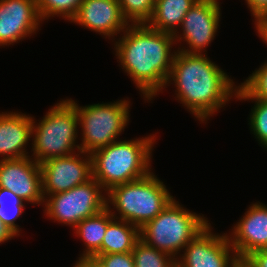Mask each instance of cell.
Returning <instances> with one entry per match:
<instances>
[{"mask_svg": "<svg viewBox=\"0 0 267 267\" xmlns=\"http://www.w3.org/2000/svg\"><path fill=\"white\" fill-rule=\"evenodd\" d=\"M115 41L121 68L136 84L145 100H152L166 87L176 50L174 34L154 30L147 24H130Z\"/></svg>", "mask_w": 267, "mask_h": 267, "instance_id": "cell-1", "label": "cell"}, {"mask_svg": "<svg viewBox=\"0 0 267 267\" xmlns=\"http://www.w3.org/2000/svg\"><path fill=\"white\" fill-rule=\"evenodd\" d=\"M174 81L176 99L199 121L205 122L236 97L238 86L204 53L177 50L166 86ZM168 84V85H167Z\"/></svg>", "mask_w": 267, "mask_h": 267, "instance_id": "cell-2", "label": "cell"}, {"mask_svg": "<svg viewBox=\"0 0 267 267\" xmlns=\"http://www.w3.org/2000/svg\"><path fill=\"white\" fill-rule=\"evenodd\" d=\"M156 136L119 140L93 152L92 176L107 192L110 188L138 180L151 172Z\"/></svg>", "mask_w": 267, "mask_h": 267, "instance_id": "cell-3", "label": "cell"}, {"mask_svg": "<svg viewBox=\"0 0 267 267\" xmlns=\"http://www.w3.org/2000/svg\"><path fill=\"white\" fill-rule=\"evenodd\" d=\"M105 193L106 207L113 217L127 221L139 229L174 199L163 181L153 172L138 180L116 185ZM110 205L117 210L119 216Z\"/></svg>", "mask_w": 267, "mask_h": 267, "instance_id": "cell-4", "label": "cell"}, {"mask_svg": "<svg viewBox=\"0 0 267 267\" xmlns=\"http://www.w3.org/2000/svg\"><path fill=\"white\" fill-rule=\"evenodd\" d=\"M208 221L173 199L161 213L140 228V239L177 259L180 251L211 225Z\"/></svg>", "mask_w": 267, "mask_h": 267, "instance_id": "cell-5", "label": "cell"}, {"mask_svg": "<svg viewBox=\"0 0 267 267\" xmlns=\"http://www.w3.org/2000/svg\"><path fill=\"white\" fill-rule=\"evenodd\" d=\"M32 124V159L38 164L48 159L67 156L80 151L76 145L78 137V115L75 106L68 100H62L48 110L37 123Z\"/></svg>", "mask_w": 267, "mask_h": 267, "instance_id": "cell-6", "label": "cell"}, {"mask_svg": "<svg viewBox=\"0 0 267 267\" xmlns=\"http://www.w3.org/2000/svg\"><path fill=\"white\" fill-rule=\"evenodd\" d=\"M68 100L75 106L82 128L80 151L89 155L116 141L129 123L130 101L126 99L81 107Z\"/></svg>", "mask_w": 267, "mask_h": 267, "instance_id": "cell-7", "label": "cell"}, {"mask_svg": "<svg viewBox=\"0 0 267 267\" xmlns=\"http://www.w3.org/2000/svg\"><path fill=\"white\" fill-rule=\"evenodd\" d=\"M103 191L102 186L92 178L68 191L46 196L43 211L50 220L74 228L82 220L106 208V193Z\"/></svg>", "mask_w": 267, "mask_h": 267, "instance_id": "cell-8", "label": "cell"}, {"mask_svg": "<svg viewBox=\"0 0 267 267\" xmlns=\"http://www.w3.org/2000/svg\"><path fill=\"white\" fill-rule=\"evenodd\" d=\"M40 171L44 199L46 195L68 191L93 178L91 156L83 151L48 159L40 164Z\"/></svg>", "mask_w": 267, "mask_h": 267, "instance_id": "cell-9", "label": "cell"}, {"mask_svg": "<svg viewBox=\"0 0 267 267\" xmlns=\"http://www.w3.org/2000/svg\"><path fill=\"white\" fill-rule=\"evenodd\" d=\"M218 0H198L186 13L182 22V34H174L175 42L185 41L189 48H178L185 53L206 52V48L214 40L219 22L221 9ZM205 48V49H204ZM204 50V51H203Z\"/></svg>", "mask_w": 267, "mask_h": 267, "instance_id": "cell-10", "label": "cell"}, {"mask_svg": "<svg viewBox=\"0 0 267 267\" xmlns=\"http://www.w3.org/2000/svg\"><path fill=\"white\" fill-rule=\"evenodd\" d=\"M182 252L176 259V267H232L238 261L227 233L214 234L210 225Z\"/></svg>", "mask_w": 267, "mask_h": 267, "instance_id": "cell-11", "label": "cell"}, {"mask_svg": "<svg viewBox=\"0 0 267 267\" xmlns=\"http://www.w3.org/2000/svg\"><path fill=\"white\" fill-rule=\"evenodd\" d=\"M26 156L0 160V188L12 191L23 201L44 206L40 164Z\"/></svg>", "mask_w": 267, "mask_h": 267, "instance_id": "cell-12", "label": "cell"}, {"mask_svg": "<svg viewBox=\"0 0 267 267\" xmlns=\"http://www.w3.org/2000/svg\"><path fill=\"white\" fill-rule=\"evenodd\" d=\"M41 21L37 0H0V46L36 34Z\"/></svg>", "mask_w": 267, "mask_h": 267, "instance_id": "cell-13", "label": "cell"}, {"mask_svg": "<svg viewBox=\"0 0 267 267\" xmlns=\"http://www.w3.org/2000/svg\"><path fill=\"white\" fill-rule=\"evenodd\" d=\"M227 235L238 259L252 252L267 249V205L253 203Z\"/></svg>", "mask_w": 267, "mask_h": 267, "instance_id": "cell-14", "label": "cell"}, {"mask_svg": "<svg viewBox=\"0 0 267 267\" xmlns=\"http://www.w3.org/2000/svg\"><path fill=\"white\" fill-rule=\"evenodd\" d=\"M70 22L102 34L108 39L117 37V34H121L130 25L124 18L118 0H83L76 16Z\"/></svg>", "mask_w": 267, "mask_h": 267, "instance_id": "cell-15", "label": "cell"}, {"mask_svg": "<svg viewBox=\"0 0 267 267\" xmlns=\"http://www.w3.org/2000/svg\"><path fill=\"white\" fill-rule=\"evenodd\" d=\"M33 118L21 112L0 113V156L18 159L29 156L26 151L32 137Z\"/></svg>", "mask_w": 267, "mask_h": 267, "instance_id": "cell-16", "label": "cell"}, {"mask_svg": "<svg viewBox=\"0 0 267 267\" xmlns=\"http://www.w3.org/2000/svg\"><path fill=\"white\" fill-rule=\"evenodd\" d=\"M198 0H155L154 12L147 25L154 30L175 34L184 16ZM178 29V30H177Z\"/></svg>", "mask_w": 267, "mask_h": 267, "instance_id": "cell-17", "label": "cell"}, {"mask_svg": "<svg viewBox=\"0 0 267 267\" xmlns=\"http://www.w3.org/2000/svg\"><path fill=\"white\" fill-rule=\"evenodd\" d=\"M112 213L106 207L100 213L79 222L73 230L84 242L85 250L80 258H94L101 255V245L108 223L113 219Z\"/></svg>", "mask_w": 267, "mask_h": 267, "instance_id": "cell-18", "label": "cell"}, {"mask_svg": "<svg viewBox=\"0 0 267 267\" xmlns=\"http://www.w3.org/2000/svg\"><path fill=\"white\" fill-rule=\"evenodd\" d=\"M139 240L140 229L138 227L127 221L113 218L108 223L101 245V254L132 252Z\"/></svg>", "mask_w": 267, "mask_h": 267, "instance_id": "cell-19", "label": "cell"}, {"mask_svg": "<svg viewBox=\"0 0 267 267\" xmlns=\"http://www.w3.org/2000/svg\"><path fill=\"white\" fill-rule=\"evenodd\" d=\"M236 98L244 101H255V105L251 109L248 124L258 143L261 144V147L267 149V100L252 98L240 85L237 89Z\"/></svg>", "mask_w": 267, "mask_h": 267, "instance_id": "cell-20", "label": "cell"}, {"mask_svg": "<svg viewBox=\"0 0 267 267\" xmlns=\"http://www.w3.org/2000/svg\"><path fill=\"white\" fill-rule=\"evenodd\" d=\"M20 197L5 188H0V220L16 236L20 235L19 225L16 220L21 216L24 203Z\"/></svg>", "mask_w": 267, "mask_h": 267, "instance_id": "cell-21", "label": "cell"}, {"mask_svg": "<svg viewBox=\"0 0 267 267\" xmlns=\"http://www.w3.org/2000/svg\"><path fill=\"white\" fill-rule=\"evenodd\" d=\"M134 267H176V259L171 255L148 246L141 239L132 250Z\"/></svg>", "mask_w": 267, "mask_h": 267, "instance_id": "cell-22", "label": "cell"}, {"mask_svg": "<svg viewBox=\"0 0 267 267\" xmlns=\"http://www.w3.org/2000/svg\"><path fill=\"white\" fill-rule=\"evenodd\" d=\"M83 0H37V9L42 21L61 16L71 21L77 14Z\"/></svg>", "mask_w": 267, "mask_h": 267, "instance_id": "cell-23", "label": "cell"}, {"mask_svg": "<svg viewBox=\"0 0 267 267\" xmlns=\"http://www.w3.org/2000/svg\"><path fill=\"white\" fill-rule=\"evenodd\" d=\"M124 18L130 24H147L154 12L155 0H118Z\"/></svg>", "mask_w": 267, "mask_h": 267, "instance_id": "cell-24", "label": "cell"}, {"mask_svg": "<svg viewBox=\"0 0 267 267\" xmlns=\"http://www.w3.org/2000/svg\"><path fill=\"white\" fill-rule=\"evenodd\" d=\"M240 86L252 98L267 100V62L250 74Z\"/></svg>", "mask_w": 267, "mask_h": 267, "instance_id": "cell-25", "label": "cell"}, {"mask_svg": "<svg viewBox=\"0 0 267 267\" xmlns=\"http://www.w3.org/2000/svg\"><path fill=\"white\" fill-rule=\"evenodd\" d=\"M94 259L101 267H134V258L132 252L101 254L96 255Z\"/></svg>", "mask_w": 267, "mask_h": 267, "instance_id": "cell-26", "label": "cell"}, {"mask_svg": "<svg viewBox=\"0 0 267 267\" xmlns=\"http://www.w3.org/2000/svg\"><path fill=\"white\" fill-rule=\"evenodd\" d=\"M251 11V16L255 18L254 22L267 14V0H245Z\"/></svg>", "mask_w": 267, "mask_h": 267, "instance_id": "cell-27", "label": "cell"}, {"mask_svg": "<svg viewBox=\"0 0 267 267\" xmlns=\"http://www.w3.org/2000/svg\"><path fill=\"white\" fill-rule=\"evenodd\" d=\"M245 260L251 267H267V249L254 251Z\"/></svg>", "mask_w": 267, "mask_h": 267, "instance_id": "cell-28", "label": "cell"}, {"mask_svg": "<svg viewBox=\"0 0 267 267\" xmlns=\"http://www.w3.org/2000/svg\"><path fill=\"white\" fill-rule=\"evenodd\" d=\"M258 36L267 45V18H260L255 22Z\"/></svg>", "mask_w": 267, "mask_h": 267, "instance_id": "cell-29", "label": "cell"}, {"mask_svg": "<svg viewBox=\"0 0 267 267\" xmlns=\"http://www.w3.org/2000/svg\"><path fill=\"white\" fill-rule=\"evenodd\" d=\"M16 235L9 230L0 220V243L3 244L5 241L11 240Z\"/></svg>", "mask_w": 267, "mask_h": 267, "instance_id": "cell-30", "label": "cell"}, {"mask_svg": "<svg viewBox=\"0 0 267 267\" xmlns=\"http://www.w3.org/2000/svg\"><path fill=\"white\" fill-rule=\"evenodd\" d=\"M73 267H101L94 258H80L76 261Z\"/></svg>", "mask_w": 267, "mask_h": 267, "instance_id": "cell-31", "label": "cell"}, {"mask_svg": "<svg viewBox=\"0 0 267 267\" xmlns=\"http://www.w3.org/2000/svg\"><path fill=\"white\" fill-rule=\"evenodd\" d=\"M232 267H251L245 259H238Z\"/></svg>", "mask_w": 267, "mask_h": 267, "instance_id": "cell-32", "label": "cell"}]
</instances>
